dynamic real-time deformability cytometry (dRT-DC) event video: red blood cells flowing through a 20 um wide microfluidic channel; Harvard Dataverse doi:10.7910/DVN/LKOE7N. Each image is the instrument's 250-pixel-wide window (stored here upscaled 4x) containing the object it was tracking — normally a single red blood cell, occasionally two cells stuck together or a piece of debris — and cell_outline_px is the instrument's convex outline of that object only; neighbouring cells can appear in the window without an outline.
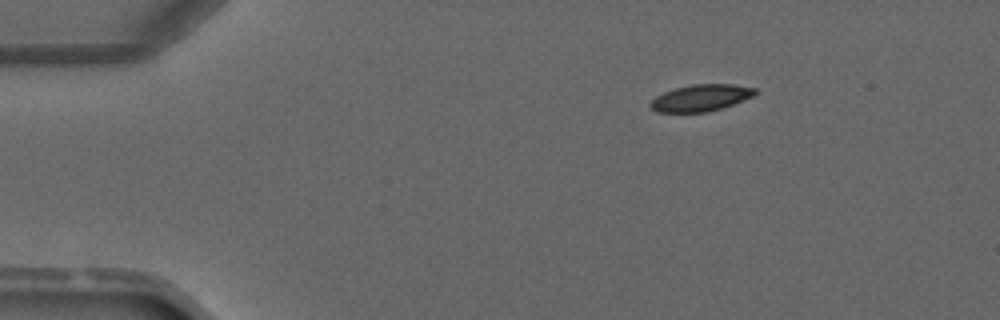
{"species": "common noctule bat (a hibernating species)", "species_latin": "Nyctalus noctula", "temperature_condition": "warm", "stored_images_in_passage": 4, "camera_frame_rate_fps": 3000, "um_per_image_px": 0.085, "animal": {"sex": "male", "forearm_length_mm": 52.5}, "frame": {"image": 1, "passage_image": 4, "time_ms": 4.333, "image_size_px": [1000, 320], "cell_outline_px": [[756, 96], [708, 112], [656, 112], [648, 104], [656, 96], [664, 92], [676, 88], [692, 84], [732, 84], [756, 88]], "centroid_in_image_um": [59.58, 8.31], "position_along_channel_um": 25.4, "area_um2": 16.24}}